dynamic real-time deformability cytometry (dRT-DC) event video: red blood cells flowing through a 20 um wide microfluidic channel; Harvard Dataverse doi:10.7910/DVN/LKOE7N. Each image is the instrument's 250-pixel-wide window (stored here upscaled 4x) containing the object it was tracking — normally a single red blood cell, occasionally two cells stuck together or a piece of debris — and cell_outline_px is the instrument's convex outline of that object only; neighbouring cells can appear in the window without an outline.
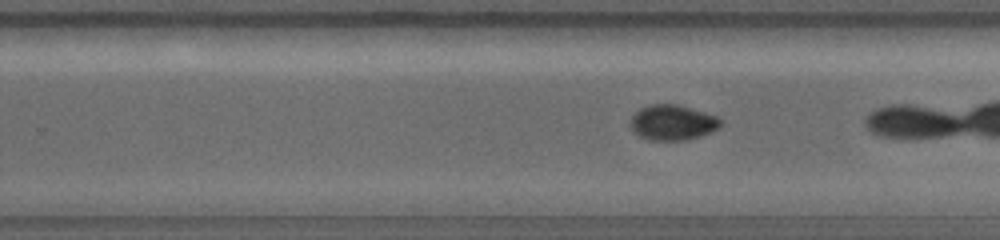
{"species": "common noctule bat (a hibernating species)", "species_latin": "Nyctalus noctula", "temperature_condition": "warm", "stored_images_in_passage": 21, "camera_frame_rate_fps": 5000, "um_per_image_px": 0.085, "animal": {"sex": "female", "body_mass_g": 19.0, "forearm_length_mm": 56.7}, "frame": {"image": 1, "passage_image": 15, "time_ms": 5.2, "image_size_px": [1000, 240], "cell_outline_px": [[724, 120], [720, 128], [712, 132], [700, 136], [684, 140], [648, 140], [632, 132], [628, 124], [628, 120], [640, 108], [652, 104], [676, 104], [704, 112], [716, 116]], "centroid_in_image_um": [57.15, 10.42], "position_along_channel_um": 272.6, "area_um2": 18.84}}